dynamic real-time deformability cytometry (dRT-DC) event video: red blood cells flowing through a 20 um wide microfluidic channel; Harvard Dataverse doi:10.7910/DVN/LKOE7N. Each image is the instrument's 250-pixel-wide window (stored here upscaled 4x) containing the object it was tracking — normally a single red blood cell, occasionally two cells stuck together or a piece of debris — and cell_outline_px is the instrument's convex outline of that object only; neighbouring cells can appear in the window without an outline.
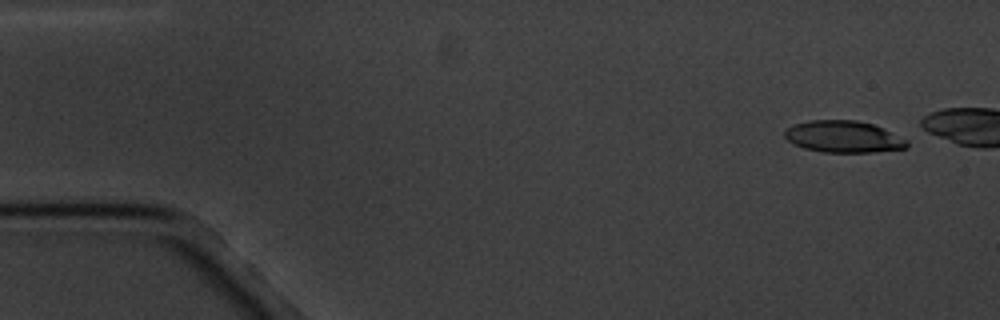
{"species": "common noctule bat (a hibernating species)", "species_latin": "Nyctalus noctula", "temperature_condition": "cold", "stored_images_in_passage": 5, "camera_frame_rate_fps": 3000, "um_per_image_px": 0.085, "animal": {"sex": "male", "body_mass_g": 20.1, "forearm_length_mm": 53.5}, "frame": {"image": 1, "passage_image": 1, "time_ms": 0.0, "image_size_px": [1000, 320], "cell_outline_px": [[908, 148], [872, 152], [820, 152], [804, 148], [792, 144], [784, 136], [784, 128], [792, 124], [808, 120], [856, 120], [872, 124], [908, 140]], "centroid_in_image_um": [71.63, 11.62], "position_along_channel_um": 13.4, "area_um2": 22.77}}